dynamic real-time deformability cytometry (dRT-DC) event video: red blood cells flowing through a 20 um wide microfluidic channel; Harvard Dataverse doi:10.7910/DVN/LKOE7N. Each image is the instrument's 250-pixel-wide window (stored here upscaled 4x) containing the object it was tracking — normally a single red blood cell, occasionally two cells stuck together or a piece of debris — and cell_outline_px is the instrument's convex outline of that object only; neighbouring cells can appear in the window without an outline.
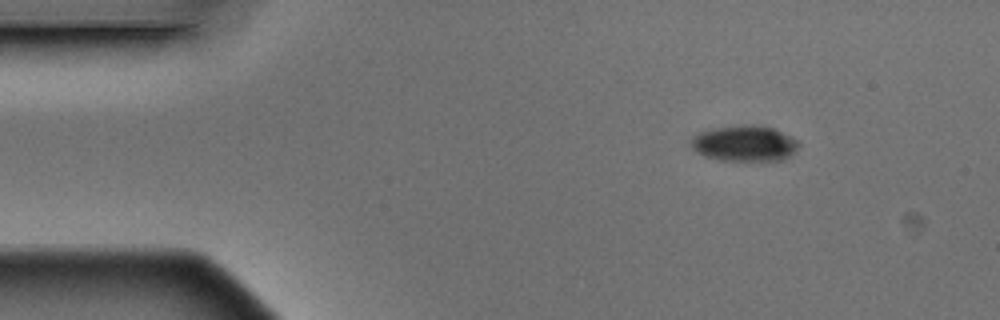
{"species": "Egyptian fruit bat (a non-hibernating species)", "species_latin": "Rousettus aegyptiacus", "temperature_condition": "warm", "stored_images_in_passage": 3, "camera_frame_rate_fps": 3000, "um_per_image_px": 0.085, "animal": {"sex": "male"}, "frame": {"image": 1, "passage_image": 1, "time_ms": 0.0, "image_size_px": [1000, 320], "cell_outline_px": [[800, 144], [784, 160], [720, 160], [704, 156], [692, 148], [688, 144], [688, 140], [692, 136], [700, 132], [712, 128], [752, 124], [772, 128], [796, 140]], "centroid_in_image_um": [63.2, 12.19], "position_along_channel_um": 21.8, "area_um2": 22.25}}